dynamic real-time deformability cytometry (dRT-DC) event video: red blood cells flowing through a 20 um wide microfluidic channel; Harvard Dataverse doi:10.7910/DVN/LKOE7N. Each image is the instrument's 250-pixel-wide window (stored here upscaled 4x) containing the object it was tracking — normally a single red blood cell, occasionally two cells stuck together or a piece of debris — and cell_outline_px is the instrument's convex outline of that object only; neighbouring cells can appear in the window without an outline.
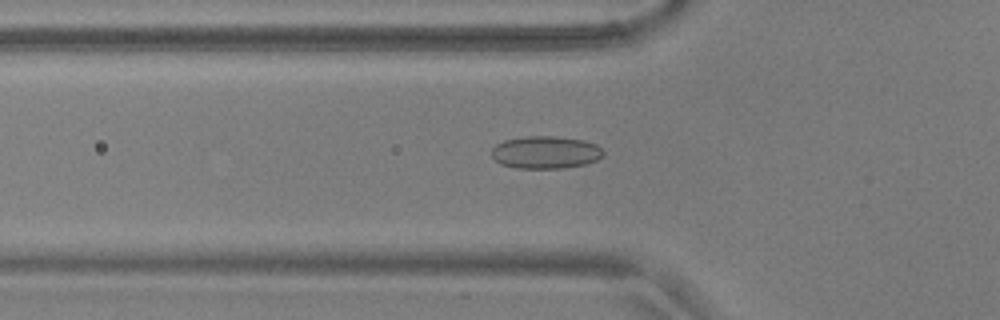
{"species": "common noctule bat (a hibernating species)", "species_latin": "Nyctalus noctula", "temperature_condition": "warm", "stored_images_in_passage": 47, "camera_frame_rate_fps": 3000, "um_per_image_px": 0.085, "animal": {"sex": "male", "body_mass_g": 17.9, "forearm_length_mm": 54.2}, "frame": {"image": 1, "passage_image": 11, "time_ms": 3.333, "image_size_px": [1000, 320], "cell_outline_px": [[604, 156], [596, 160], [584, 164], [564, 168], [516, 168], [500, 164], [492, 156], [492, 148], [496, 144], [504, 140], [524, 136], [556, 136], [584, 140], [596, 144], [604, 152]], "centroid_in_image_um": [46.37, 12.94], "position_along_channel_um": 79.4, "area_um2": 21.27}}
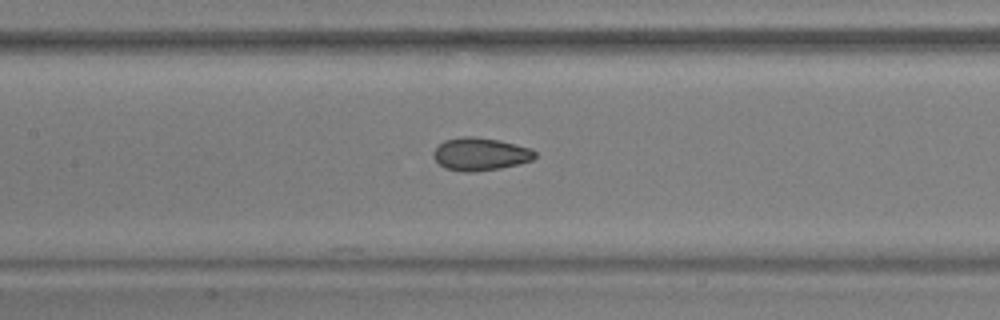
{"frame": {"image": 2, "passage_image": 18, "time_ms": 5.667, "image_size_px": [1000, 320], "cell_outline_px": [[536, 156], [532, 160], [520, 164], [500, 168], [472, 172], [460, 172], [444, 168], [432, 156], [432, 152], [444, 140], [460, 136], [472, 136], [500, 140], [532, 148], [536, 152]], "centroid_in_image_um": [40.83, 13.1], "position_along_channel_um": 166.6, "area_um2": 19.65}}
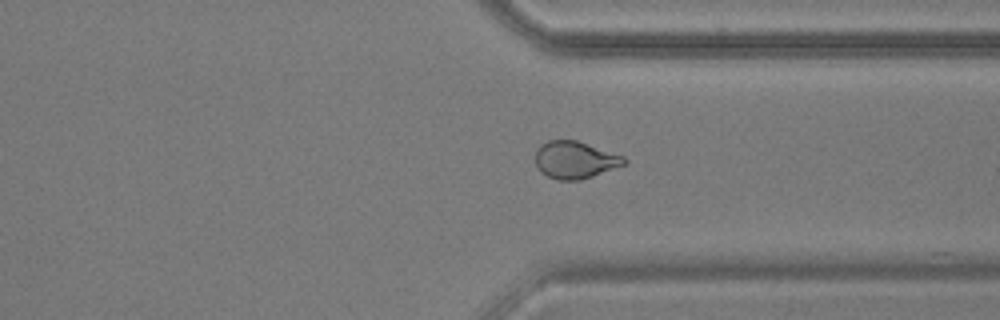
{"frame": {"image": 3, "passage_image": 34, "time_ms": 11.0, "image_size_px": [1000, 320], "cell_outline_px": [[628, 160], [624, 164], [592, 176], [580, 180], [556, 180], [540, 172], [536, 164], [536, 148], [540, 144], [548, 140], [576, 140], [624, 156]], "centroid_in_image_um": [48.84, 13.58], "position_along_channel_um": 362.6, "area_um2": 19.19}, "authors_computed_cell_mechanics": {"area_um2": 19.8832, "velocity_mm_per_s": 3.6758, "shape_relaxation_time_tau1_ms": null, "shape_relaxation_time_tau2_ms": 1.5326, "deformation_change_tau1": null, "deformation_change_tau2": 0.0629}}